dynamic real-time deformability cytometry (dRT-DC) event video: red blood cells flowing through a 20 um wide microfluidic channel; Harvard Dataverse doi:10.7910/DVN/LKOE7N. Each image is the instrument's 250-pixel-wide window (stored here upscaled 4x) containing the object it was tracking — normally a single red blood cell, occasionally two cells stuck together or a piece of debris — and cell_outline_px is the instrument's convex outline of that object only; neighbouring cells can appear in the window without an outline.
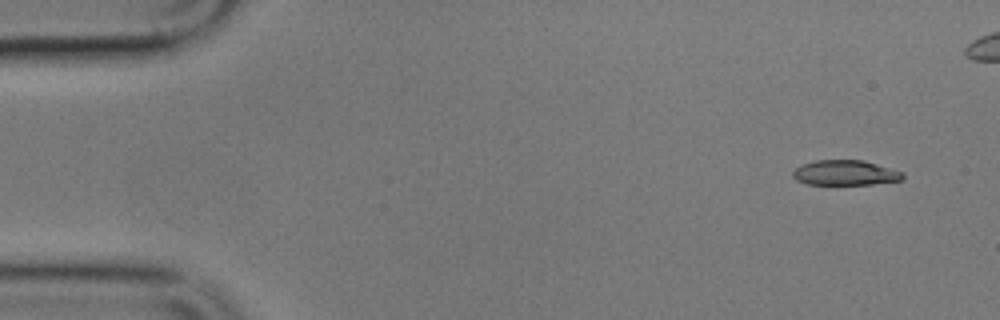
{"species": "common noctule bat (a hibernating species)", "species_latin": "Nyctalus noctula", "temperature_condition": "cold", "stored_images_in_passage": 5, "camera_frame_rate_fps": 3000, "um_per_image_px": 0.085, "animal": {"sex": "male", "body_mass_g": 17.9}, "frame": {"image": 1, "passage_image": 1, "time_ms": 0.0, "image_size_px": [1000, 320], "cell_outline_px": [[904, 180], [872, 184], [808, 184], [796, 180], [792, 176], [792, 172], [800, 164], [816, 160], [864, 160], [904, 172]], "centroid_in_image_um": [71.85, 14.68], "position_along_channel_um": 13.1, "area_um2": 16.18}}